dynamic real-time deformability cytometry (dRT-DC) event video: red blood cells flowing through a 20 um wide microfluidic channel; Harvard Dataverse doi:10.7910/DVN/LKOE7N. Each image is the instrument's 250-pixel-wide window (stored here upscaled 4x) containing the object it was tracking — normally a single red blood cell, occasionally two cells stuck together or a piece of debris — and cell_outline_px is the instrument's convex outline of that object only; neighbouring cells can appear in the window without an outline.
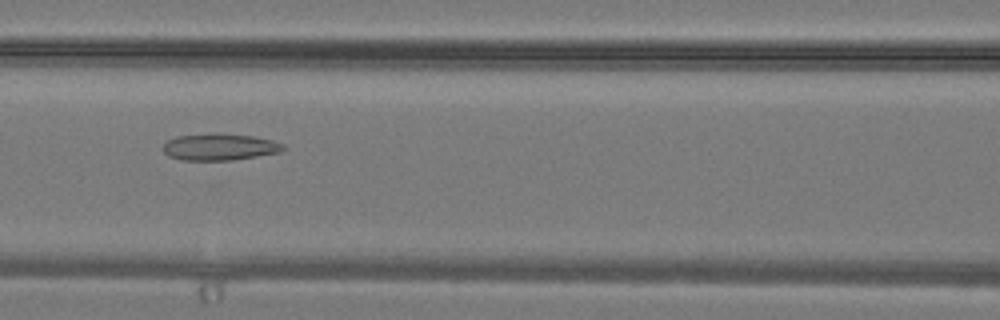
{"species": "common noctule bat (a hibernating species)", "species_latin": "Nyctalus noctula", "temperature_condition": "warm", "stored_images_in_passage": 25, "camera_frame_rate_fps": 3000, "um_per_image_px": 0.085, "animal": {"sex": "male", "body_mass_g": 19.2, "forearm_length_mm": 51.8}, "frame": {"image": 1, "passage_image": 5, "time_ms": 1.333, "image_size_px": [1000, 320], "cell_outline_px": [[284, 148], [280, 152], [232, 160], [180, 160], [168, 156], [164, 152], [164, 144], [168, 140], [176, 136], [216, 132], [220, 132], [256, 136], [272, 140], [284, 144]], "centroid_in_image_um": [18.66, 12.47], "position_along_channel_um": 147.9, "area_um2": 18.96}}
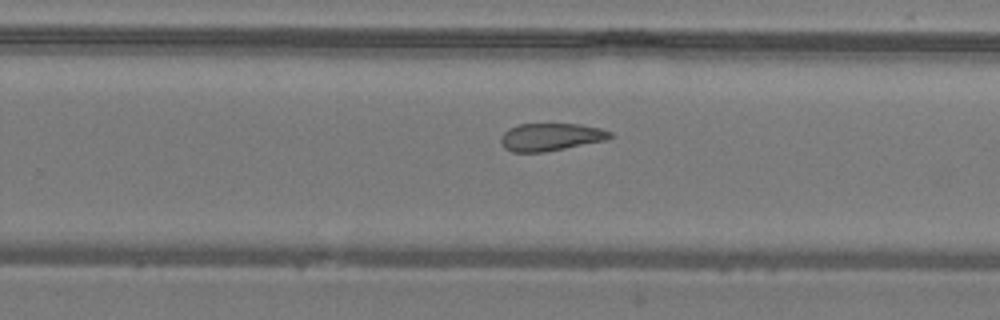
{"frame": {"image": 2, "passage_image": 12, "time_ms": 3.667, "image_size_px": [1000, 320], "cell_outline_px": [[612, 136], [608, 140], [544, 152], [512, 152], [504, 148], [500, 144], [500, 136], [508, 128], [520, 124], [580, 124], [600, 128], [612, 132]], "centroid_in_image_um": [46.8, 11.64], "position_along_channel_um": 283.0, "area_um2": 17.74}}
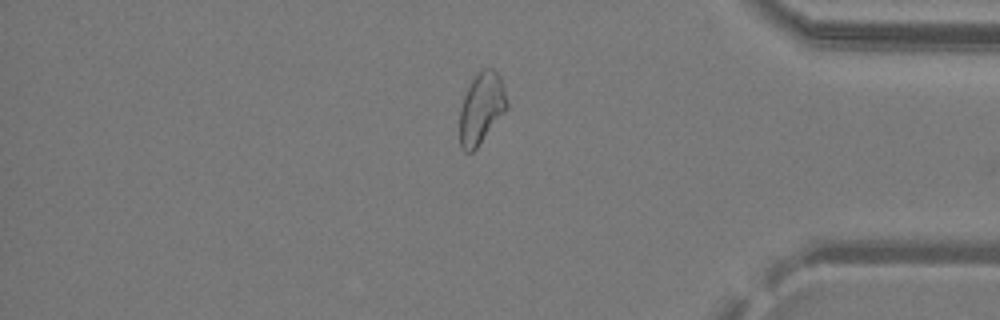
{"frame": {"image": 3, "passage_image": 19, "time_ms": 6.0, "image_size_px": [1000, 320], "cell_outline_px": [[508, 108], [476, 148], [472, 152], [464, 152], [460, 148], [460, 108], [464, 96], [472, 80], [480, 68], [492, 68], [500, 76], [504, 88], [508, 104]], "centroid_in_image_um": [40.92, 9.19], "position_along_channel_um": 394.3, "area_um2": 19.54}}